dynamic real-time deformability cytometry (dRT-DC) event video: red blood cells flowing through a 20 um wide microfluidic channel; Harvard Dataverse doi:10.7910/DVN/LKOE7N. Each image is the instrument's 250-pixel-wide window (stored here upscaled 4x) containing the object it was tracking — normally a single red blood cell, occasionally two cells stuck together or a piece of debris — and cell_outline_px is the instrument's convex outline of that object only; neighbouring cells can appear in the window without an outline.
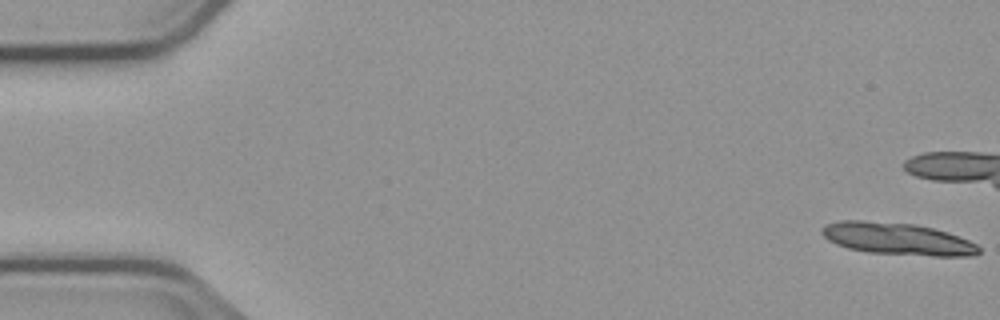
{"species": "common noctule bat (a hibernating species)", "species_latin": "Nyctalus noctula", "temperature_condition": "cold", "stored_images_in_passage": 4, "segment_of_instrument_passage": [2, 2], "camera_frame_rate_fps": 3000, "um_per_image_px": 0.085, "animal": {"sex": "male", "body_mass_g": 23.1, "forearm_length_mm": 52.7}, "frame": {"image": 1, "passage_image": 4, "time_ms": 3.667, "image_size_px": [1000, 320], "cell_outline_px": [[980, 252], [972, 256], [932, 256], [868, 252], [848, 248], [836, 244], [828, 240], [820, 232], [820, 228], [824, 224], [840, 220], [860, 220], [916, 224], [948, 232], [968, 240], [976, 244], [980, 248]], "centroid_in_image_um": [76.25, 20.29], "position_along_channel_um": 8.7, "area_um2": 29.48}}